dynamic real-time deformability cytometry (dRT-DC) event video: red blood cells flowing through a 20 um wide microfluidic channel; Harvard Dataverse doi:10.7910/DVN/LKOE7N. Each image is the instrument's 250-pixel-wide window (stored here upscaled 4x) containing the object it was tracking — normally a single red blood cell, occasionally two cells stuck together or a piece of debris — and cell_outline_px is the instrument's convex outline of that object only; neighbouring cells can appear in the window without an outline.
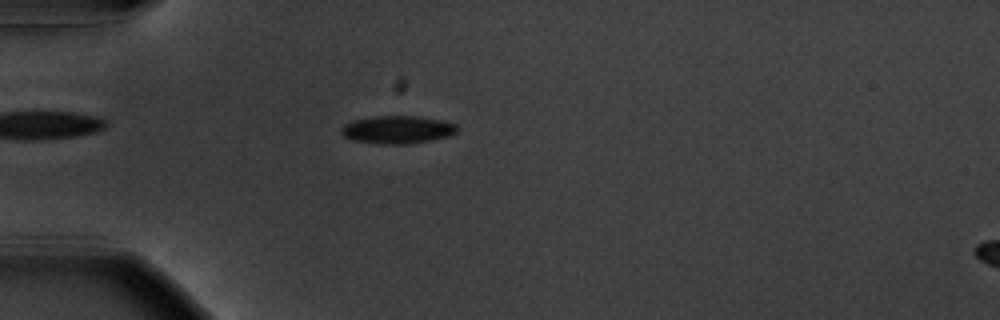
{"species": "common noctule bat (a hibernating species)", "species_latin": "Nyctalus noctula", "temperature_condition": "warm", "stored_images_in_passage": 55, "camera_frame_rate_fps": 3000, "um_per_image_px": 0.085, "animal": {"sex": "male", "body_mass_g": 20.1, "forearm_length_mm": 53.5}, "frame": {"image": 1, "passage_image": 16, "time_ms": 5.0, "image_size_px": [1000, 320], "cell_outline_px": [[460, 128], [456, 132], [448, 136], [432, 140], [412, 144], [380, 144], [352, 140], [344, 136], [340, 132], [340, 128], [344, 124], [356, 120], [376, 116], [416, 116], [444, 120], [456, 124]], "centroid_in_image_um": [33.81, 11.03], "position_along_channel_um": 51.2, "area_um2": 18.96}}
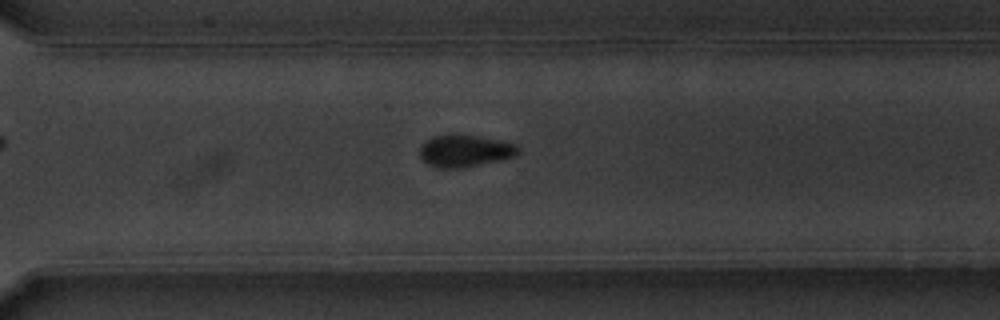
{"frame": {"image": 2, "passage_image": 40, "time_ms": 13.0, "image_size_px": [1000, 320], "cell_outline_px": [[520, 152], [516, 156], [464, 168], [436, 168], [428, 164], [420, 156], [420, 148], [432, 136], [452, 132], [476, 136], [516, 144], [520, 148]], "centroid_in_image_um": [39.51, 12.81], "position_along_channel_um": 331.1, "area_um2": 18.55}}
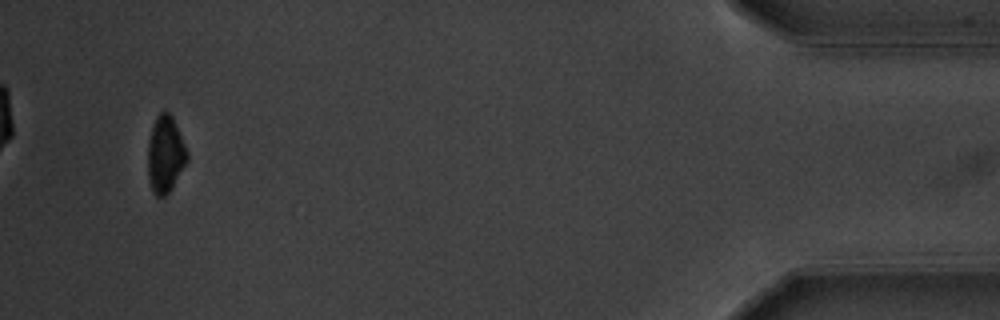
{"frame": {"image": 3, "passage_image": 53, "time_ms": 17.333, "image_size_px": [1000, 320], "cell_outline_px": [[188, 160], [172, 188], [164, 196], [156, 196], [152, 192], [148, 180], [148, 140], [152, 124], [156, 116], [164, 108], [172, 116], [188, 152]], "centroid_in_image_um": [14.04, 13.1], "position_along_channel_um": 421.2, "area_um2": 17.8}}